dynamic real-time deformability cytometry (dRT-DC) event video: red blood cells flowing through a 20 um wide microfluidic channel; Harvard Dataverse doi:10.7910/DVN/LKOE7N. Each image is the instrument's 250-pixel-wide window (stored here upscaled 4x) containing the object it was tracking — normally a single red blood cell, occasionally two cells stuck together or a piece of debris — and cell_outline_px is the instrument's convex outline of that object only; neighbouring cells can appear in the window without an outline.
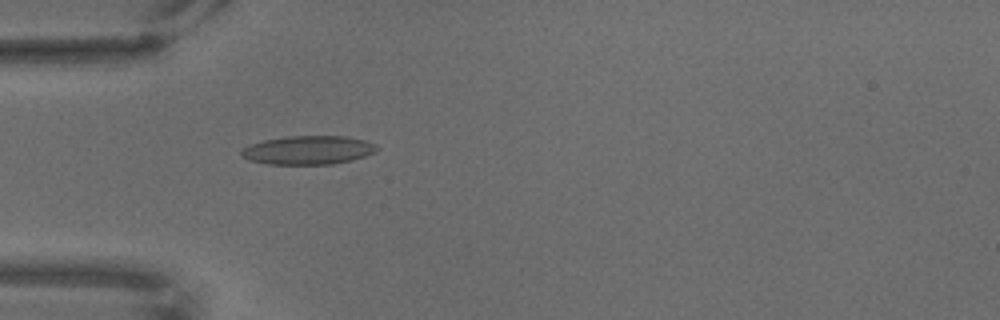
{"species": "common noctule bat (a hibernating species)", "species_latin": "Nyctalus noctula", "temperature_condition": "warm", "stored_images_in_passage": 55, "camera_frame_rate_fps": 3000, "um_per_image_px": 0.085, "animal": {"sex": "male", "body_mass_g": 18.8}, "frame": {"image": 1, "passage_image": 8, "time_ms": 2.333, "image_size_px": [1000, 320], "cell_outline_px": [[380, 148], [376, 152], [352, 160], [332, 164], [268, 164], [248, 160], [240, 156], [240, 152], [248, 144], [264, 140], [288, 136], [348, 136], [364, 140], [376, 144]], "centroid_in_image_um": [26.2, 12.75], "position_along_channel_um": 58.8, "area_um2": 22.83}}
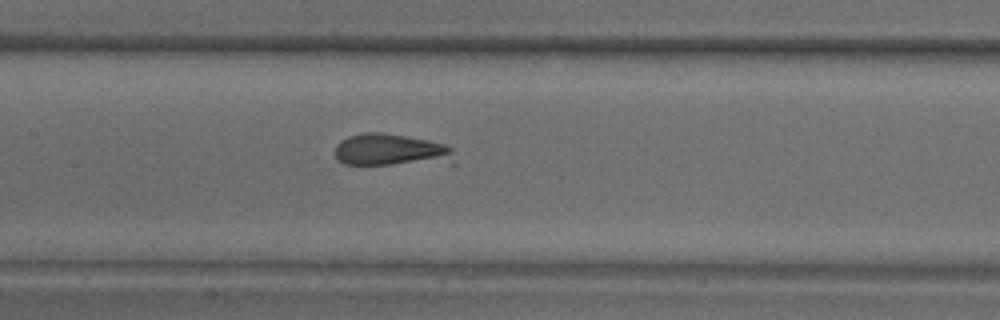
{"frame": {"image": 2, "passage_image": 20, "time_ms": 6.333, "image_size_px": [1000, 320], "cell_outline_px": [[452, 148], [448, 156], [392, 164], [344, 164], [336, 160], [336, 144], [340, 140], [348, 136], [364, 132], [380, 132], [428, 140], [448, 144]], "centroid_in_image_um": [32.92, 12.67], "position_along_channel_um": 174.5, "area_um2": 20.63}}
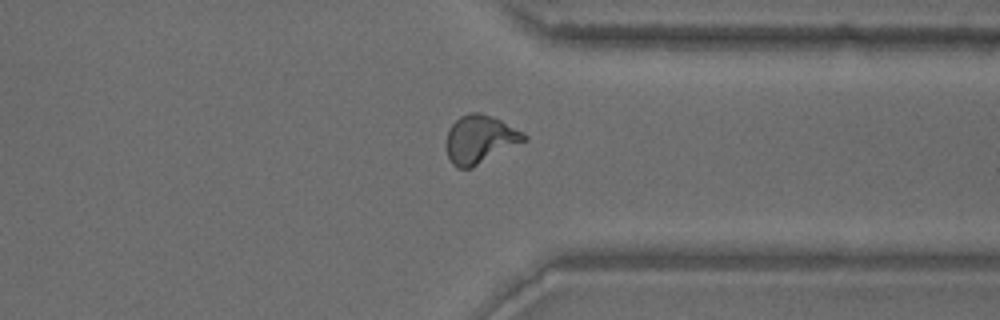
{"frame": {"image": 3, "passage_image": 40, "time_ms": 13.0, "image_size_px": [1000, 320], "cell_outline_px": [[528, 140], [472, 168], [456, 168], [452, 164], [448, 156], [448, 128], [460, 116], [468, 112], [480, 112], [492, 116], [524, 132], [528, 136]], "centroid_in_image_um": [40.83, 11.84], "position_along_channel_um": 370.6, "area_um2": 21.85}}